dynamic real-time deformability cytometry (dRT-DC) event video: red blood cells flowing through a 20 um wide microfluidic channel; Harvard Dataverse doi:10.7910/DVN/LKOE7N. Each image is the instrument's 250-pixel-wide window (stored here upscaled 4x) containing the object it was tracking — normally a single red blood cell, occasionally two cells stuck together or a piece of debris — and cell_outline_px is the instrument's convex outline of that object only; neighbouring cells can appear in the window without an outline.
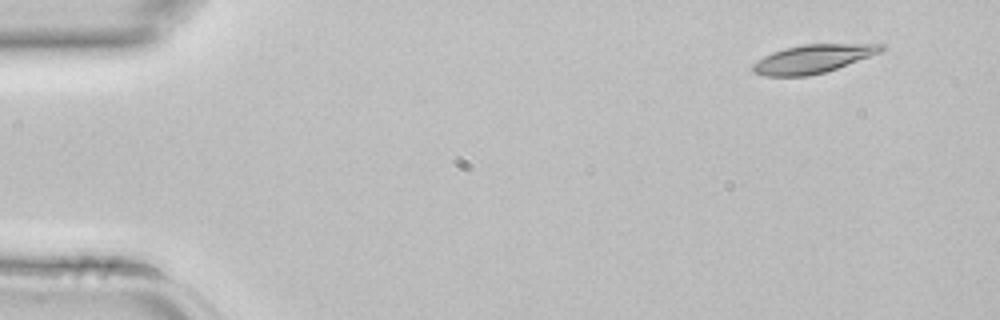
{"species": "common noctule bat (a hibernating species)", "species_latin": "Nyctalus noctula", "temperature_condition": "room temperature", "stored_images_in_passage": 3, "camera_frame_rate_fps": 3000, "um_per_image_px": 0.085, "animal": {"sex": "female", "body_mass_g": 22.7, "forearm_length_mm": 54.2}, "frame": {"image": 1, "passage_image": 1, "time_ms": 0.0, "image_size_px": [1000, 320], "cell_outline_px": [[884, 48], [880, 52], [836, 68], [824, 72], [808, 76], [764, 76], [752, 72], [752, 64], [764, 56], [772, 52], [784, 48], [804, 44], [884, 44]], "centroid_in_image_um": [69.03, 5.0], "position_along_channel_um": 16.0, "area_um2": 20.98}}